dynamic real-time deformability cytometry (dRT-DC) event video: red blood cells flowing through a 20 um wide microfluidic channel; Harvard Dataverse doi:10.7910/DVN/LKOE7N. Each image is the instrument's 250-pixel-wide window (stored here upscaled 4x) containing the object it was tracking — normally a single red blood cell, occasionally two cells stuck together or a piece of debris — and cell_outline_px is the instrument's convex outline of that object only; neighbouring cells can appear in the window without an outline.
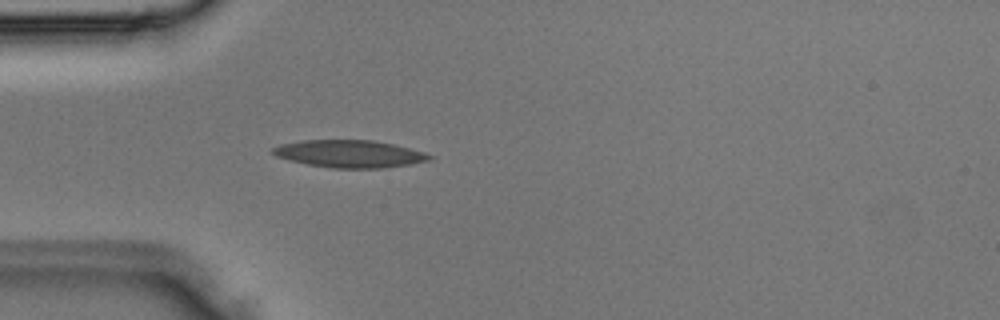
{"species": "Egyptian fruit bat (a non-hibernating species)", "species_latin": "Rousettus aegyptiacus", "temperature_condition": "room temperature", "stored_images_in_passage": 3, "camera_frame_rate_fps": 3000, "um_per_image_px": 0.085, "animal": {"sex": "male"}, "frame": {"image": 1, "passage_image": 3, "time_ms": 0.667, "image_size_px": [1000, 320], "cell_outline_px": [[436, 156], [432, 160], [384, 168], [332, 168], [308, 164], [288, 160], [276, 156], [272, 152], [272, 148], [280, 144], [300, 140], [372, 140], [392, 144], [424, 152]], "centroid_in_image_um": [29.71, 13.07], "position_along_channel_um": 55.3, "area_um2": 25.03}}